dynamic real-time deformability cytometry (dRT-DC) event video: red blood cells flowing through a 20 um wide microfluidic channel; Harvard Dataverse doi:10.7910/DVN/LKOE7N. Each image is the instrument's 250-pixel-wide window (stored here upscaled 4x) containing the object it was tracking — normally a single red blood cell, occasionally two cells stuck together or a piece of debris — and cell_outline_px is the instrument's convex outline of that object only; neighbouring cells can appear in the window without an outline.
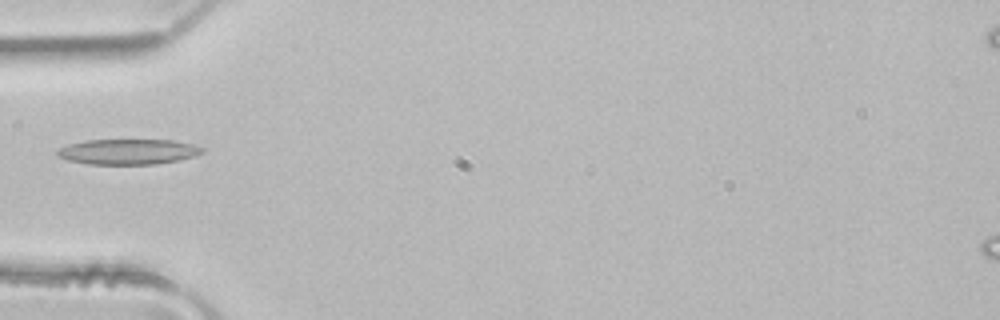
{"species": "common noctule bat (a hibernating species)", "species_latin": "Nyctalus noctula", "temperature_condition": "room temperature", "stored_images_in_passage": 2, "camera_frame_rate_fps": 3000, "um_per_image_px": 0.085, "animal": {"sex": "male", "body_mass_g": 21.5, "forearm_length_mm": 52.0}, "frame": {"image": 1, "passage_image": 2, "time_ms": 0.333, "image_size_px": [1000, 320], "cell_outline_px": [[208, 148], [204, 152], [196, 156], [156, 164], [88, 164], [68, 160], [60, 156], [56, 152], [60, 148], [68, 144], [84, 140], [172, 140], [192, 144]], "centroid_in_image_um": [10.94, 12.89], "position_along_channel_um": 74.1, "area_um2": 21.44}}